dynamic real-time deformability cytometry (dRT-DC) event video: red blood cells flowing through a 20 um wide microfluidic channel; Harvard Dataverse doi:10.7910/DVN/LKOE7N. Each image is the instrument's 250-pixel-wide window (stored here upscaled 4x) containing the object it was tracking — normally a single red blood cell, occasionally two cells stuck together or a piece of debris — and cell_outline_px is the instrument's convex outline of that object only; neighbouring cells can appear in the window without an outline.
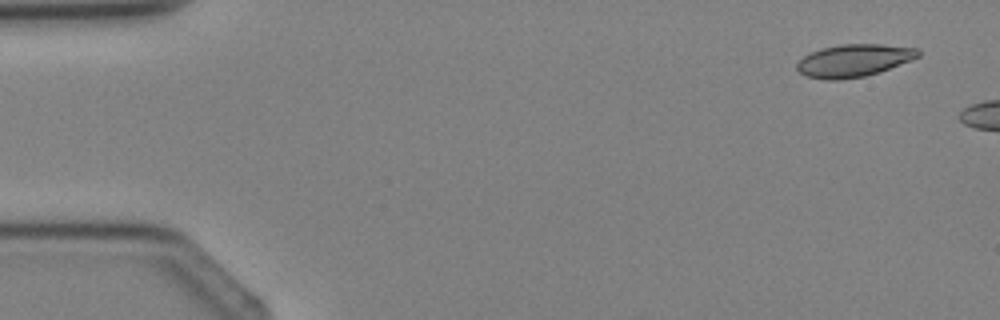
{"species": "Egyptian fruit bat (a non-hibernating species)", "species_latin": "Rousettus aegyptiacus", "temperature_condition": "cold", "stored_images_in_passage": 2, "camera_frame_rate_fps": 3000, "um_per_image_px": 0.085, "animal": {"sex": "female"}, "frame": {"image": 1, "passage_image": 1, "time_ms": 0.0, "image_size_px": [1000, 320], "cell_outline_px": [[920, 56], [912, 60], [880, 72], [864, 76], [840, 80], [824, 80], [804, 76], [796, 68], [796, 64], [804, 56], [820, 48], [840, 44], [880, 44], [916, 48], [920, 52]], "centroid_in_image_um": [72.56, 5.15], "position_along_channel_um": 12.4, "area_um2": 23.12}}